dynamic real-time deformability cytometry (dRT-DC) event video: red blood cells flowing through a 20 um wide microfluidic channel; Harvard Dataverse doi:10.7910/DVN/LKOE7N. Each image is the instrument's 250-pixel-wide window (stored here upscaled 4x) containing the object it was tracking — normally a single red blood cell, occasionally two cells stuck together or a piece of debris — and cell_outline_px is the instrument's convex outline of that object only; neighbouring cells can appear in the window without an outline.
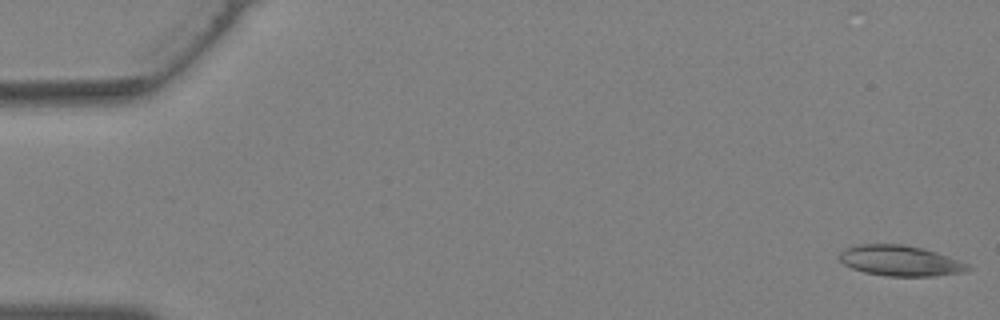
{"species": "Egyptian fruit bat (a non-hibernating species)", "species_latin": "Rousettus aegyptiacus", "temperature_condition": "warm", "stored_images_in_passage": 39, "camera_frame_rate_fps": 3000, "um_per_image_px": 0.085, "animal": {"sex": "female"}, "frame": {"image": 1, "passage_image": 1, "time_ms": 0.0, "image_size_px": [1000, 320], "cell_outline_px": [[972, 268], [964, 272], [932, 276], [888, 276], [864, 272], [852, 268], [844, 264], [836, 256], [844, 248], [856, 244], [900, 244], [924, 248], [960, 260], [968, 264]], "centroid_in_image_um": [76.49, 22.15], "position_along_channel_um": 8.5, "area_um2": 23.0}}
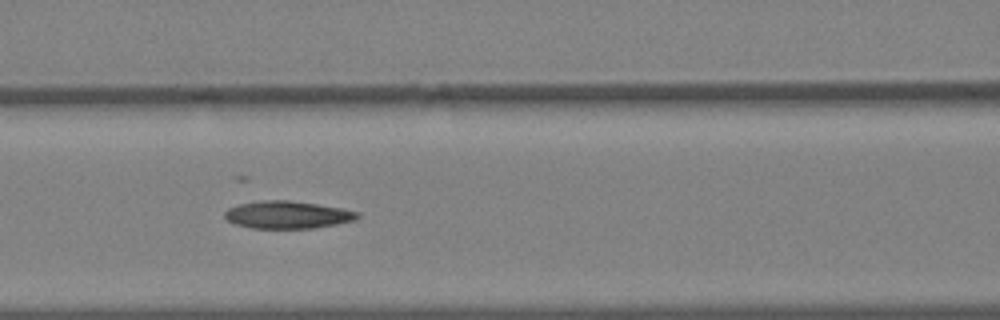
{"frame": {"image": 2, "passage_image": 17, "time_ms": 5.333, "image_size_px": [1000, 320], "cell_outline_px": [[360, 216], [352, 220], [336, 224], [312, 228], [252, 228], [236, 224], [228, 220], [224, 216], [224, 212], [228, 208], [240, 204], [260, 200], [288, 200], [316, 204], [340, 208], [360, 212]], "centroid_in_image_um": [24.41, 18.25], "position_along_channel_um": 142.2, "area_um2": 21.04}}
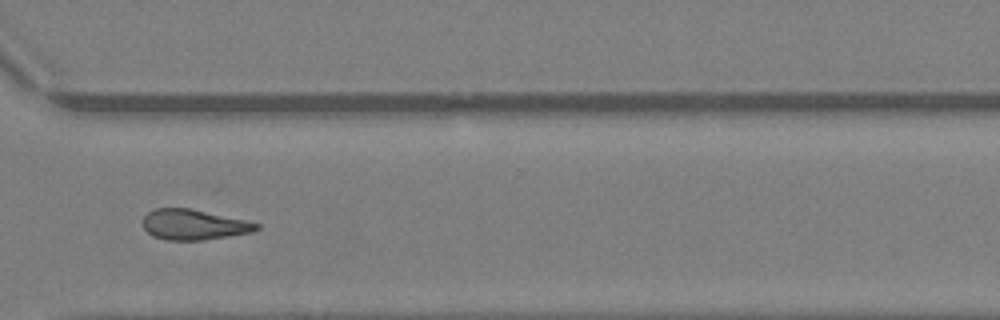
{"frame": {"image": 3, "passage_image": 29, "time_ms": 9.333, "image_size_px": [1000, 320], "cell_outline_px": [[260, 228], [252, 232], [204, 240], [168, 240], [152, 236], [140, 224], [140, 220], [148, 212], [156, 208], [192, 208], [244, 220], [260, 224]], "centroid_in_image_um": [16.42, 19.09], "position_along_channel_um": 354.2, "area_um2": 20.23}}